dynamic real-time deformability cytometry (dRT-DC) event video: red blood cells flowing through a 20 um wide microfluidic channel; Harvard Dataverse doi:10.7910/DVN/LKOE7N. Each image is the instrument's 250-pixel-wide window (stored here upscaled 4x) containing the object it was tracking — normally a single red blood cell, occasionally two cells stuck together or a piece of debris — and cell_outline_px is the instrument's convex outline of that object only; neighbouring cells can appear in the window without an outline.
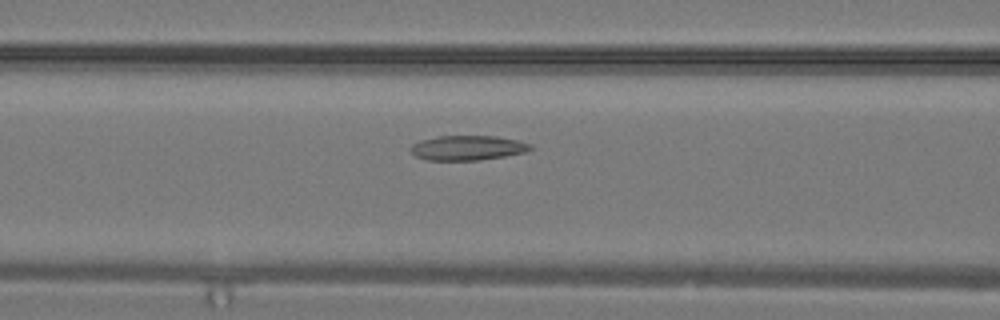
{"species": "common noctule bat (a hibernating species)", "species_latin": "Nyctalus noctula", "temperature_condition": "warm", "stored_images_in_passage": 9, "camera_frame_rate_fps": 3000, "um_per_image_px": 0.085, "animal": {"sex": "male", "body_mass_g": 19.2, "forearm_length_mm": 51.8}, "frame": {"image": 1, "passage_image": 8, "time_ms": 2.333, "image_size_px": [1000, 320], "cell_outline_px": [[532, 148], [524, 152], [504, 156], [480, 160], [428, 160], [416, 156], [408, 148], [412, 144], [420, 140], [440, 136], [496, 136], [520, 140], [532, 144]], "centroid_in_image_um": [39.75, 12.56], "position_along_channel_um": 126.9, "area_um2": 17.28}}